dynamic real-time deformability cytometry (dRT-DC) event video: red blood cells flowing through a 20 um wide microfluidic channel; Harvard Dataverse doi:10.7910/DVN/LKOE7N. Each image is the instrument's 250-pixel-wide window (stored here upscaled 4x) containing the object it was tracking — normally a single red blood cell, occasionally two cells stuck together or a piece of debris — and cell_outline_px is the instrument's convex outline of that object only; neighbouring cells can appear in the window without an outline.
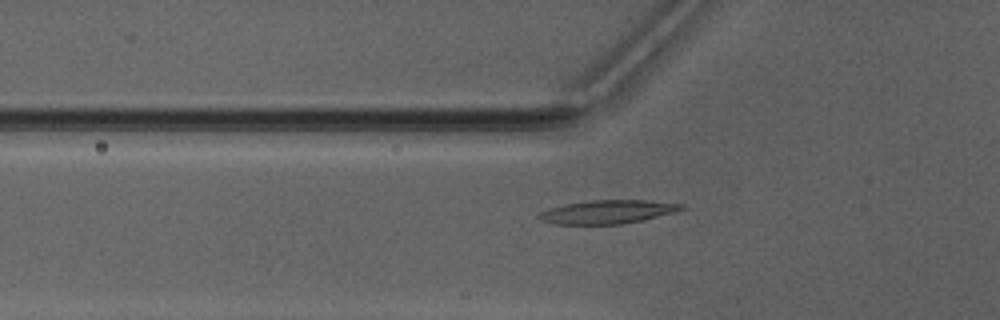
{"species": "Egyptian fruit bat (a non-hibernating species)", "species_latin": "Rousettus aegyptiacus", "temperature_condition": "warm", "stored_images_in_passage": 35, "camera_frame_rate_fps": 3000, "um_per_image_px": 0.085, "animal": {"sex": "male"}, "frame": {"image": 1, "passage_image": 7, "time_ms": 2.0, "image_size_px": [1000, 320], "cell_outline_px": [[684, 208], [672, 212], [640, 220], [620, 224], [556, 224], [540, 220], [536, 216], [540, 212], [548, 208], [588, 200], [644, 200], [684, 204]], "centroid_in_image_um": [51.57, 18.0], "position_along_channel_um": 74.2, "area_um2": 19.19}}
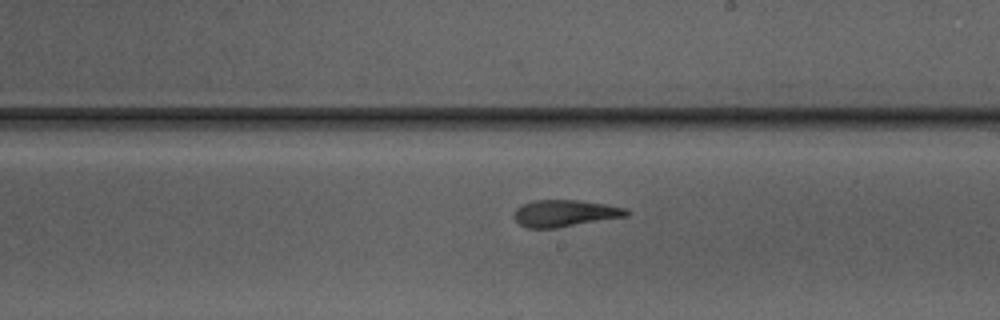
{"frame": {"image": 2, "passage_image": 19, "time_ms": 6.0, "image_size_px": [1000, 320], "cell_outline_px": [[632, 212], [628, 216], [556, 228], [528, 228], [520, 224], [512, 216], [516, 208], [524, 204], [536, 200], [576, 200], [604, 204], [628, 208]], "centroid_in_image_um": [48.05, 18.13], "position_along_channel_um": 241.0, "area_um2": 17.57}}
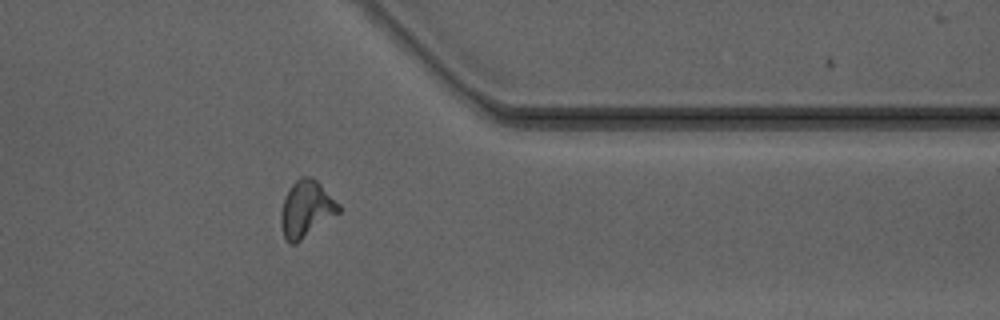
{"frame": {"image": 3, "passage_image": 30, "time_ms": 9.667, "image_size_px": [1000, 320], "cell_outline_px": [[340, 212], [296, 244], [292, 244], [284, 236], [280, 224], [280, 216], [284, 200], [292, 184], [300, 176], [312, 176], [340, 204]], "centroid_in_image_um": [26.04, 17.76], "position_along_channel_um": 385.4, "area_um2": 18.84}}